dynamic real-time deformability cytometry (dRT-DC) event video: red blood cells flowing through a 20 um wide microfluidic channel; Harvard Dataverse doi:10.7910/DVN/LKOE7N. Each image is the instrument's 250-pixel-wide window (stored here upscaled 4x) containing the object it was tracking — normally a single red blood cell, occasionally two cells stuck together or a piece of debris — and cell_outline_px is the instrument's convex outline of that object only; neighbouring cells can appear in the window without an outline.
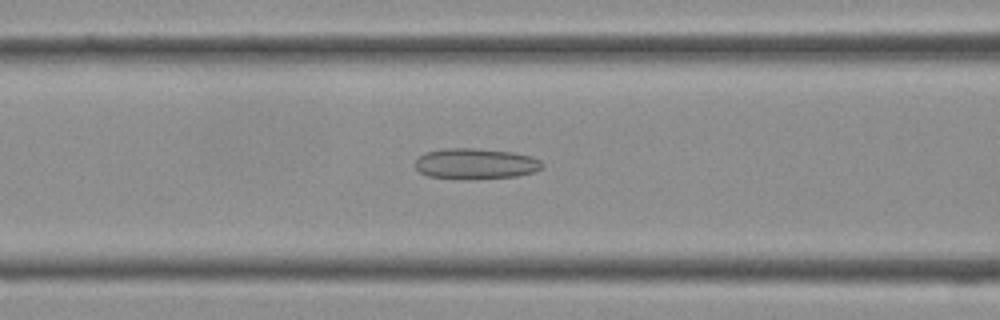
{"species": "Egyptian fruit bat (a non-hibernating species)", "species_latin": "Rousettus aegyptiacus", "temperature_condition": "cold", "stored_images_in_passage": 38, "camera_frame_rate_fps": 3000, "um_per_image_px": 0.085, "frame": {"image": 1, "passage_image": 15, "time_ms": 4.667, "image_size_px": [1000, 320], "cell_outline_px": [[544, 168], [532, 172], [516, 176], [464, 180], [460, 180], [428, 176], [420, 172], [412, 164], [424, 152], [444, 148], [472, 148], [512, 152], [532, 156], [540, 160], [544, 164]], "centroid_in_image_um": [40.39, 13.92], "position_along_channel_um": 126.2, "area_um2": 23.12}}
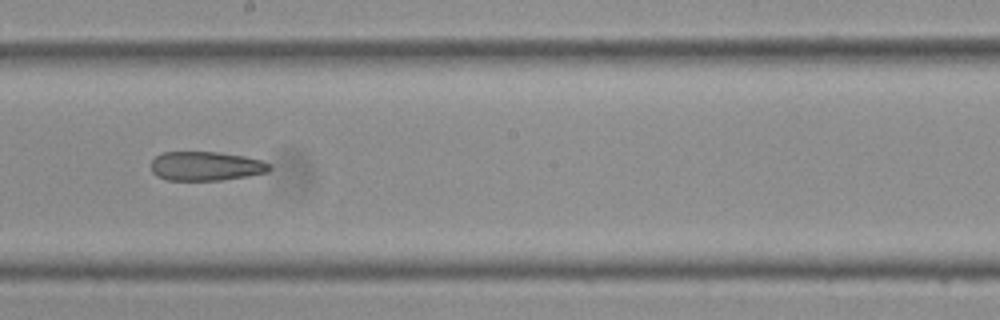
{"frame": {"image": 2, "passage_image": 21, "time_ms": 6.667, "image_size_px": [1000, 320], "cell_outline_px": [[272, 168], [268, 172], [248, 176], [220, 180], [164, 180], [156, 176], [152, 172], [152, 160], [156, 156], [164, 152], [220, 152], [244, 156], [260, 160], [272, 164]], "centroid_in_image_um": [17.52, 14.12], "position_along_channel_um": 230.7, "area_um2": 20.23}}
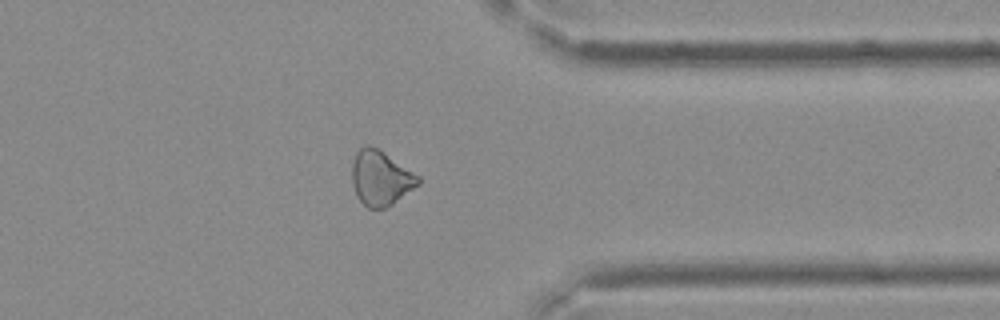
{"frame": {"image": 3, "passage_image": 30, "time_ms": 9.667, "image_size_px": [1000, 320], "cell_outline_px": [[420, 184], [392, 204], [384, 208], [368, 208], [356, 196], [352, 184], [352, 164], [356, 152], [364, 144], [368, 144], [384, 152], [420, 176]], "centroid_in_image_um": [32.35, 15.13], "position_along_channel_um": 379.1, "area_um2": 21.15}}